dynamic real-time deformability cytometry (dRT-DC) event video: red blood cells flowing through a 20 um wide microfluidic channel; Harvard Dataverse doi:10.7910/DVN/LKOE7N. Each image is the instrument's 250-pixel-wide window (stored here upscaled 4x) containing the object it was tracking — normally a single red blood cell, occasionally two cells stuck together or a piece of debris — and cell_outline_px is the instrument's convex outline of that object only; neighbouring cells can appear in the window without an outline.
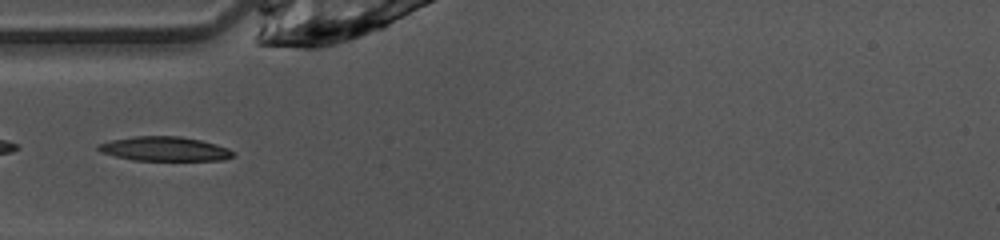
{"species": "common noctule bat (a hibernating species)", "species_latin": "Nyctalus noctula", "temperature_condition": "warm", "stored_images_in_passage": 33, "camera_frame_rate_fps": 3000, "um_per_image_px": 0.085, "animal": {"sex": "female", "body_mass_g": 10.0, "forearm_length_mm": 53.1}, "frame": {"image": 1, "passage_image": 1, "time_ms": 0.0, "image_size_px": [1000, 240], "cell_outline_px": [[232, 156], [224, 160], [132, 160], [100, 152], [96, 148], [96, 144], [112, 140], [132, 136], [180, 136], [200, 140], [216, 144], [228, 148], [232, 152]], "centroid_in_image_um": [13.94, 12.65], "position_along_channel_um": 71.1, "area_um2": 19.02}}